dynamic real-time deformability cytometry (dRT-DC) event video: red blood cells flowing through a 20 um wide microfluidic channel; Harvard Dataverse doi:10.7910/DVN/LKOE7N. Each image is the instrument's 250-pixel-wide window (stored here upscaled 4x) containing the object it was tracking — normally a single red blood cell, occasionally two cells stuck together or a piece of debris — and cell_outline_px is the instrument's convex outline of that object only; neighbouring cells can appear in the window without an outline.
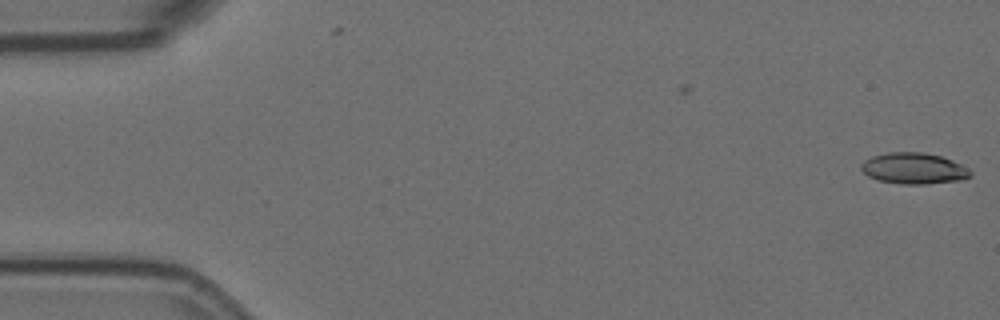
{"species": "Egyptian fruit bat (a non-hibernating species)", "species_latin": "Rousettus aegyptiacus", "temperature_condition": "room temperature", "stored_images_in_passage": 2, "camera_frame_rate_fps": 3000, "um_per_image_px": 0.085, "animal": {"sex": "female"}, "frame": {"image": 1, "passage_image": 2, "time_ms": 0.333, "image_size_px": [1000, 320], "cell_outline_px": [[972, 176], [960, 180], [924, 184], [900, 184], [880, 180], [868, 176], [860, 168], [860, 164], [864, 160], [872, 156], [888, 152], [924, 152], [940, 156], [952, 160], [968, 168], [972, 172]], "centroid_in_image_um": [77.67, 14.31], "position_along_channel_um": 7.3, "area_um2": 19.83}}